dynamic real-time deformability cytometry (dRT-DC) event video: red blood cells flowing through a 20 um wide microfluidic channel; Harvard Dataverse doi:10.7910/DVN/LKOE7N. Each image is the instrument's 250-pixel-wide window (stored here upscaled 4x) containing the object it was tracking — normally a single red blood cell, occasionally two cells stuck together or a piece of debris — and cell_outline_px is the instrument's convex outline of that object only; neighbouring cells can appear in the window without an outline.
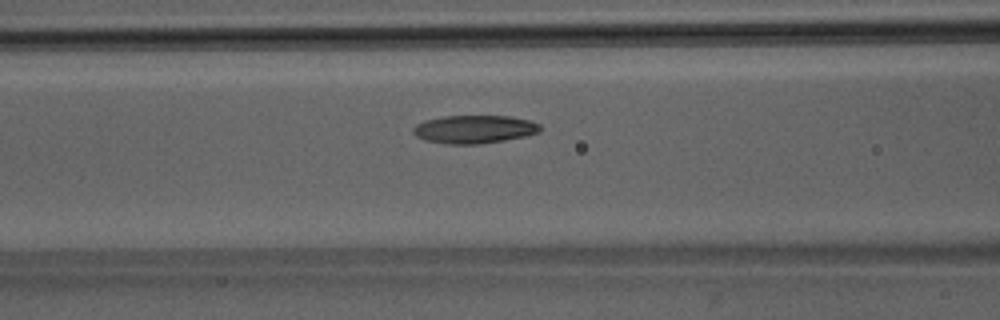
{"species": "Egyptian fruit bat (a non-hibernating species)", "species_latin": "Rousettus aegyptiacus", "temperature_condition": "room temperature", "stored_images_in_passage": 47, "segment_of_instrument_passage": [1, 2], "camera_frame_rate_fps": 3000, "um_per_image_px": 0.085, "animal": {"sex": "male"}, "frame": {"image": 1, "passage_image": 18, "time_ms": 5.667, "image_size_px": [1000, 320], "cell_outline_px": [[540, 132], [524, 136], [504, 140], [480, 144], [448, 144], [424, 140], [416, 136], [412, 132], [412, 128], [416, 124], [424, 120], [444, 116], [512, 116], [528, 120], [540, 124]], "centroid_in_image_um": [40.28, 10.98], "position_along_channel_um": 126.3, "area_um2": 20.87}}
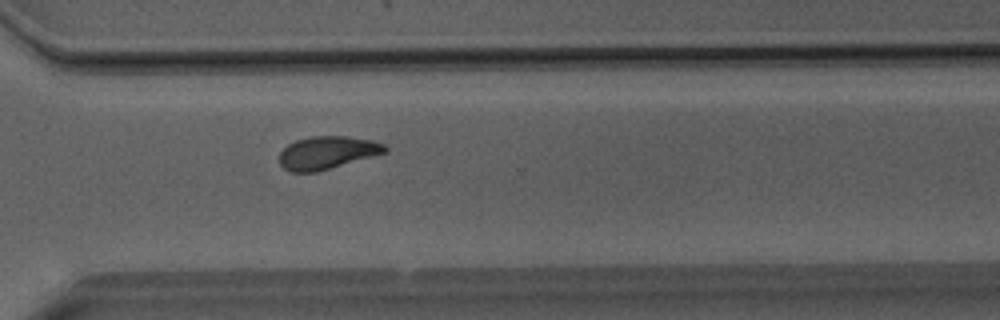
{"frame": {"image": 2, "passage_image": 34, "time_ms": 11.0, "image_size_px": [1000, 320], "cell_outline_px": [[388, 148], [384, 152], [316, 172], [292, 172], [284, 168], [280, 164], [280, 152], [288, 144], [296, 140], [312, 136], [344, 136], [368, 140], [384, 144]], "centroid_in_image_um": [27.74, 12.97], "position_along_channel_um": 342.9, "area_um2": 19.65}}
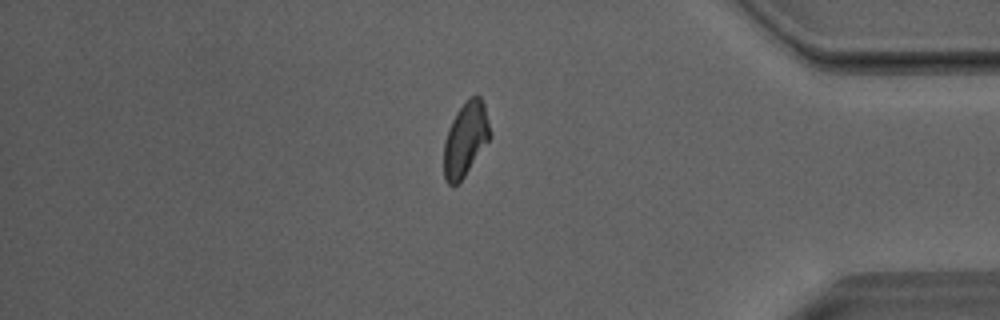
{"frame": {"image": 3, "passage_image": 40, "time_ms": 13.0, "image_size_px": [1000, 320], "cell_outline_px": [[492, 136], [464, 176], [456, 184], [448, 184], [444, 180], [444, 140], [448, 128], [456, 112], [472, 96], [480, 96], [484, 104]], "centroid_in_image_um": [39.56, 11.84], "position_along_channel_um": 395.6, "area_um2": 19.65}}